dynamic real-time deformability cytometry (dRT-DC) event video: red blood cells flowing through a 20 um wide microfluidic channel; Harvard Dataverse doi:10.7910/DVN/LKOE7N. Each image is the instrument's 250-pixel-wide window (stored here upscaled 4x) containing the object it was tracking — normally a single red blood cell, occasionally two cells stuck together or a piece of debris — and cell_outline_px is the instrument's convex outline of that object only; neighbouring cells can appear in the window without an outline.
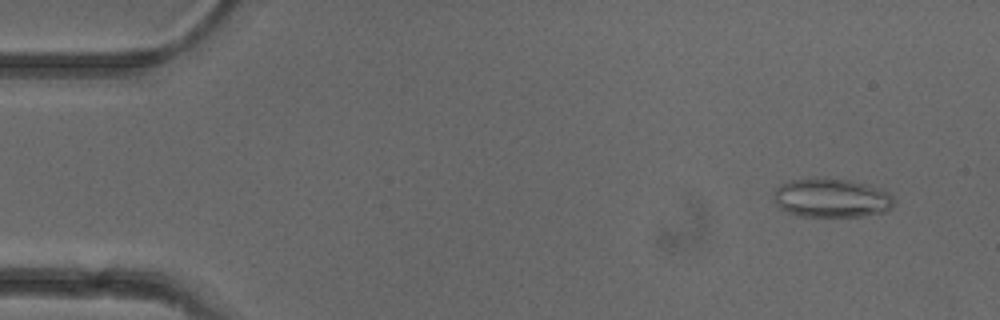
{"species": "common noctule bat (a hibernating species)", "species_latin": "Nyctalus noctula", "temperature_condition": "cold", "stored_images_in_passage": 52, "camera_frame_rate_fps": 3000, "um_per_image_px": 0.085, "animal": {"sex": "female"}, "frame": {"image": 1, "passage_image": 4, "time_ms": 1.0, "image_size_px": [1000, 320], "cell_outline_px": [[896, 204], [892, 208], [884, 212], [864, 216], [796, 216], [780, 208], [772, 200], [772, 196], [776, 188], [780, 184], [792, 180], [824, 176], [848, 180], [880, 188], [888, 192], [896, 200]], "centroid_in_image_um": [70.67, 16.82], "position_along_channel_um": 14.3, "area_um2": 27.86}}
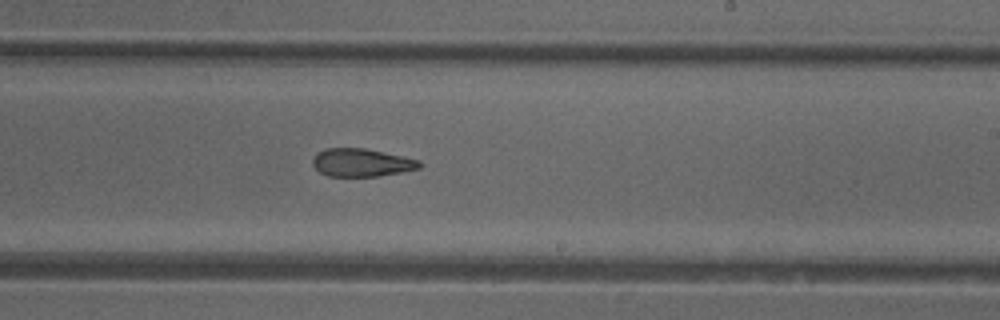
{"frame": {"image": 2, "passage_image": 31, "time_ms": 10.0, "image_size_px": [1000, 320], "cell_outline_px": [[424, 164], [420, 168], [380, 176], [328, 176], [320, 172], [312, 164], [312, 160], [316, 152], [324, 148], [364, 148], [420, 160]], "centroid_in_image_um": [30.72, 13.81], "position_along_channel_um": 258.3, "area_um2": 17.46}}
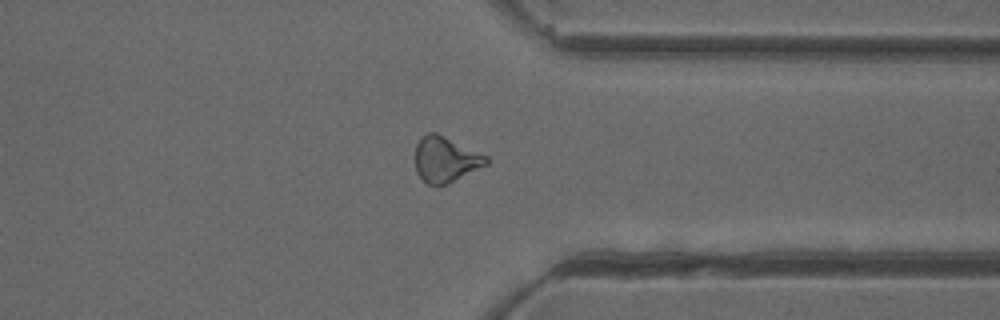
{"frame": {"image": 3, "passage_image": 40, "time_ms": 13.0, "image_size_px": [1000, 320], "cell_outline_px": [[488, 164], [448, 184], [428, 184], [416, 172], [416, 144], [428, 132], [436, 132], [488, 156]], "centroid_in_image_um": [37.89, 13.55], "position_along_channel_um": 373.5, "area_um2": 18.61}, "authors_computed_cell_mechanics": {"area_um2": 19.2763, "velocity_mm_per_s": 3.952, "shape_relaxation_time_tau1_ms": null, "shape_relaxation_time_tau2_ms": 4.7864, "deformation_change_tau1": null, "deformation_change_tau2": 0.1317}}